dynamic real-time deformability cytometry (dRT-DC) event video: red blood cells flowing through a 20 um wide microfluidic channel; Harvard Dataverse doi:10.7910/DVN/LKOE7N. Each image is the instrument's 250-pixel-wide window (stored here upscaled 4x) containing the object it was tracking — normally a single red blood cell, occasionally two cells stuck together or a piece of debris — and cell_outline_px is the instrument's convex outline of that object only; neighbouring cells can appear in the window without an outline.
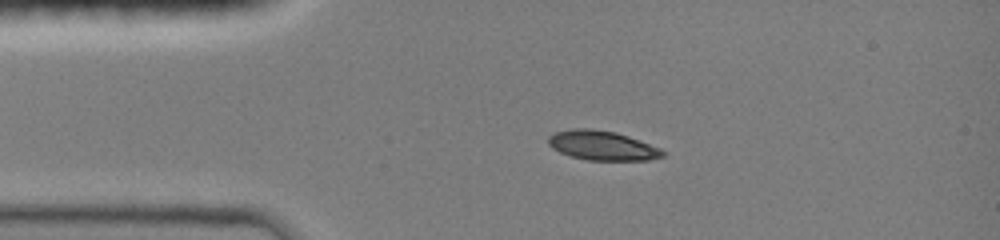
{"species": "common noctule bat (a hibernating species)", "species_latin": "Nyctalus noctula", "temperature_condition": "room temperature", "stored_images_in_passage": 22, "camera_frame_rate_fps": 3000, "um_per_image_px": 0.085, "animal": {"sex": "female", "body_mass_g": 19.0, "forearm_length_mm": 51.5}, "frame": {"image": 1, "passage_image": 11, "time_ms": 2.667, "image_size_px": [1000, 240], "cell_outline_px": [[664, 156], [648, 160], [588, 160], [572, 156], [560, 152], [552, 148], [548, 144], [548, 136], [556, 132], [572, 128], [588, 128], [616, 132], [628, 136], [660, 148], [664, 152]], "centroid_in_image_um": [51.17, 12.36], "position_along_channel_um": 33.8, "area_um2": 19.48}}
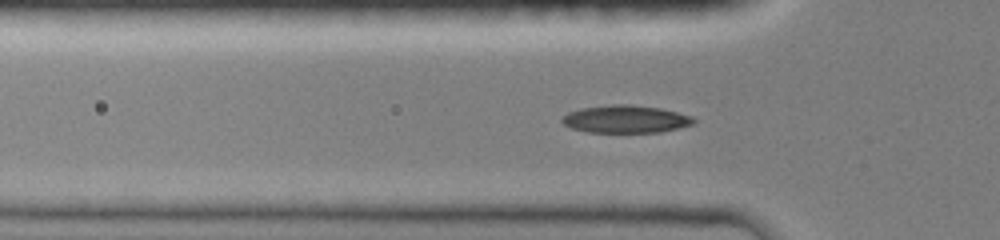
{"frame": {"image": 2, "passage_image": 18, "time_ms": 4.333, "image_size_px": [1000, 240], "cell_outline_px": [[696, 120], [692, 124], [660, 132], [588, 132], [572, 128], [564, 124], [560, 120], [568, 112], [580, 108], [616, 104], [628, 104], [660, 108], [692, 116]], "centroid_in_image_um": [53.16, 10.12], "position_along_channel_um": 72.6, "area_um2": 20.98}}